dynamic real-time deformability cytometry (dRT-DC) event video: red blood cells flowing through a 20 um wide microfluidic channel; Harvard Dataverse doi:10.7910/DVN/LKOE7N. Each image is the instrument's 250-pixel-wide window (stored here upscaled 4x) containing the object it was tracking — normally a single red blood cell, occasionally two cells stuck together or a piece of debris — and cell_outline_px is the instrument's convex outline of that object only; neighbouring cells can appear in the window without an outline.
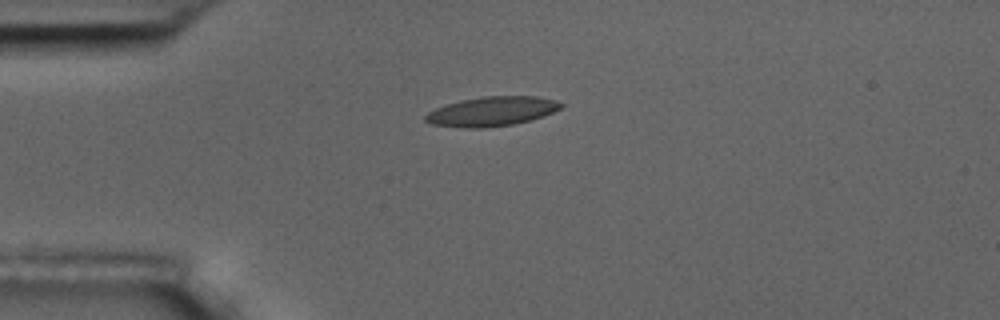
{"species": "common noctule bat (a hibernating species)", "species_latin": "Nyctalus noctula", "temperature_condition": "room temperature", "stored_images_in_passage": 13, "camera_frame_rate_fps": 3000, "um_per_image_px": 0.085, "animal": {"sex": "male", "body_mass_g": 17.5, "forearm_length_mm": 52.3}, "frame": {"image": 1, "passage_image": 4, "time_ms": 4.333, "image_size_px": [1000, 320], "cell_outline_px": [[564, 104], [560, 108], [544, 116], [512, 124], [484, 128], [464, 128], [432, 124], [424, 120], [424, 116], [428, 112], [436, 108], [460, 100], [480, 96], [536, 96], [556, 100]], "centroid_in_image_um": [41.79, 9.46], "position_along_channel_um": 43.2, "area_um2": 23.18}}
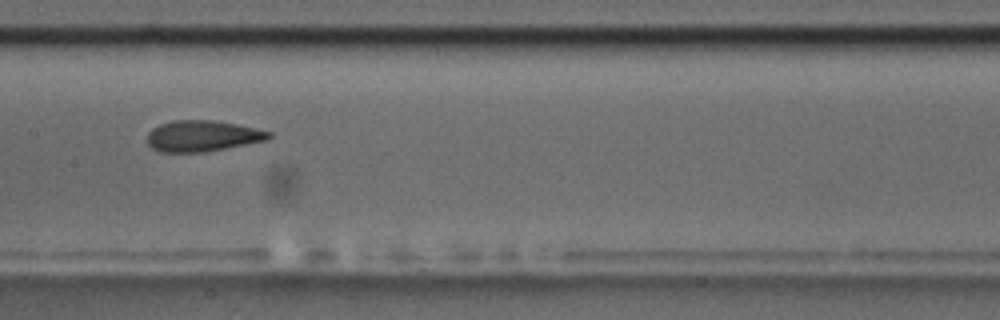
{"frame": {"image": 2, "passage_image": 8, "time_ms": 9.0, "image_size_px": [1000, 320], "cell_outline_px": [[272, 136], [268, 140], [224, 148], [200, 152], [160, 152], [152, 148], [148, 144], [148, 132], [152, 128], [160, 124], [172, 120], [216, 120], [256, 128], [272, 132]], "centroid_in_image_um": [17.2, 11.54], "position_along_channel_um": 190.2, "area_um2": 21.96}}
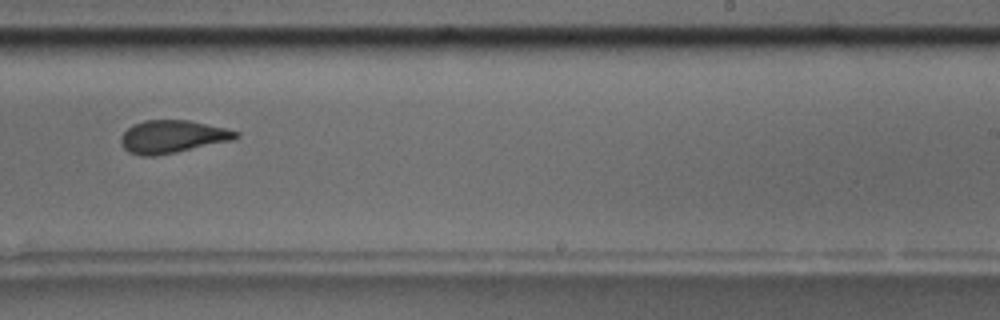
{"frame": {"image": 3, "passage_image": 10, "time_ms": 11.333, "image_size_px": [1000, 320], "cell_outline_px": [[240, 136], [232, 140], [176, 152], [156, 156], [140, 156], [128, 152], [120, 144], [120, 136], [132, 124], [144, 120], [188, 120], [224, 128], [240, 132]], "centroid_in_image_um": [14.61, 11.62], "position_along_channel_um": 274.4, "area_um2": 21.96}, "authors_computed_cell_mechanics": {"area_um2": 22.4264, "velocity_mm_per_s": 3.6118, "shape_relaxation_time_tau1_ms": null, "shape_relaxation_time_tau2_ms": 1.3396, "deformation_change_tau1": null, "deformation_change_tau2": 0.0853}}